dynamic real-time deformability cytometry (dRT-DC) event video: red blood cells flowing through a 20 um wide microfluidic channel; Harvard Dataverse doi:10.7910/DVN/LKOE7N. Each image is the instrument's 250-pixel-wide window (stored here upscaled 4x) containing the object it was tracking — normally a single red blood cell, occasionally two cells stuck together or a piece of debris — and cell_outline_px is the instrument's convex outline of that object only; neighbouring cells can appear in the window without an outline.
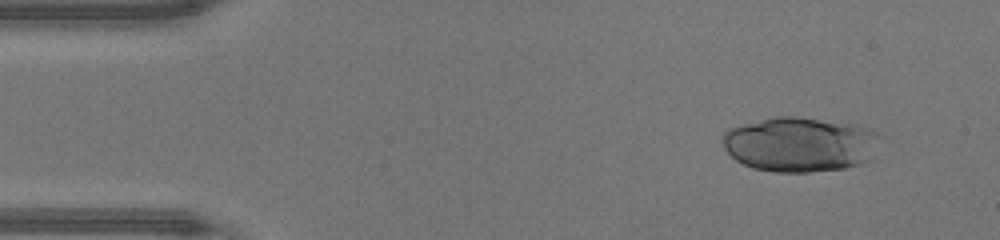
{"species": "human", "species_latin": "Homo sapiens", "temperature_condition": "warm", "stored_images_in_passage": 49, "camera_frame_rate_fps": 3000, "um_per_image_px": 0.085, "donor": {"sex": "male"}, "frame": {"image": 1, "passage_image": 6, "time_ms": 1.667, "image_size_px": [1000, 240], "cell_outline_px": [[848, 164], [836, 168], [796, 172], [756, 168], [740, 160], [728, 148], [728, 136], [732, 132], [740, 128], [768, 120], [812, 120], [828, 124], [836, 128]], "centroid_in_image_um": [67.03, 12.39], "position_along_channel_um": 18.0, "area_um2": 36.3}}
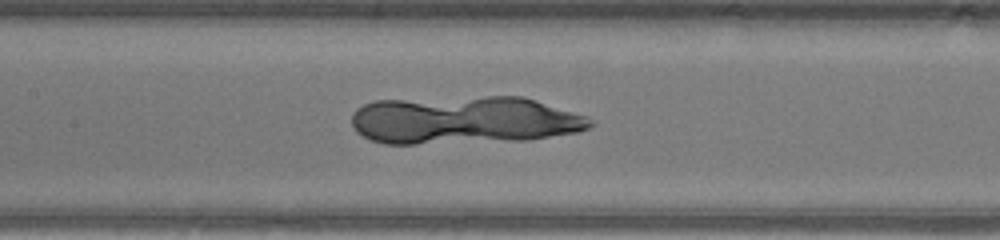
{"frame": {"image": 2, "passage_image": 23, "time_ms": 7.333, "image_size_px": [1000, 240], "cell_outline_px": [[588, 124], [584, 128], [564, 132], [540, 136], [408, 144], [396, 144], [376, 140], [360, 132], [356, 128], [352, 120], [356, 112], [360, 108], [368, 104], [392, 100], [512, 96], [532, 100], [576, 116]], "centroid_in_image_um": [39.2, 10.18], "position_along_channel_um": 168.2, "area_um2": 61.04}}
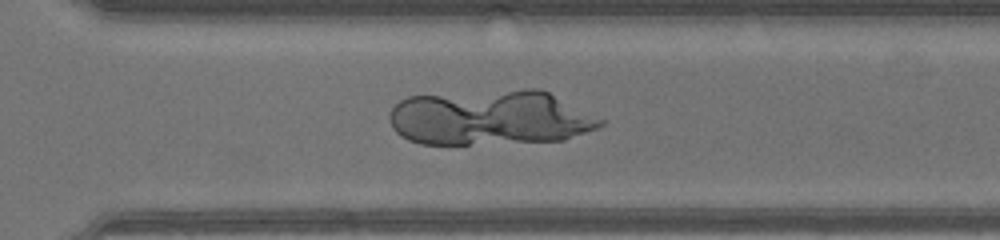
{"frame": {"image": 3, "passage_image": 34, "time_ms": 11.0, "image_size_px": [1000, 240], "cell_outline_px": [[596, 124], [588, 128], [560, 140], [468, 144], [424, 144], [412, 140], [404, 136], [392, 124], [392, 112], [404, 100], [416, 96], [516, 92], [548, 92]], "centroid_in_image_um": [41.43, 10.07], "position_along_channel_um": 329.2, "area_um2": 61.79}}